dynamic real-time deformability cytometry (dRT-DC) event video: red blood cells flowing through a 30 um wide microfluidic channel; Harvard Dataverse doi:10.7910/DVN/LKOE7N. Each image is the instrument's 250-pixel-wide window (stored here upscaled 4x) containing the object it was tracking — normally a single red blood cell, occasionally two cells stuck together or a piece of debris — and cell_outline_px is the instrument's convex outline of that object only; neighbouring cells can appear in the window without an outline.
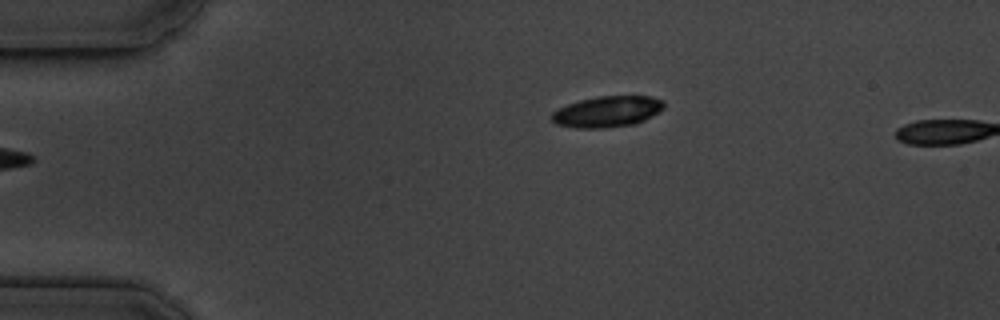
{"species": "common noctule bat (a hibernating species)", "species_latin": "Nyctalus noctula", "temperature_condition": "cold", "stored_images_in_passage": 6, "camera_frame_rate_fps": 3000, "um_per_image_px": 0.085, "animal": {"sex": "male", "body_mass_g": 19.5, "forearm_length_mm": 54.6}, "frame": {"image": 1, "passage_image": 5, "time_ms": 1.333, "image_size_px": [1000, 320], "cell_outline_px": [[660, 104], [652, 112], [636, 120], [612, 124], [576, 124], [560, 120], [556, 116], [560, 112], [596, 100], [632, 96], [636, 96], [652, 100]], "centroid_in_image_um": [51.8, 9.43], "position_along_channel_um": 33.2, "area_um2": 14.22}}